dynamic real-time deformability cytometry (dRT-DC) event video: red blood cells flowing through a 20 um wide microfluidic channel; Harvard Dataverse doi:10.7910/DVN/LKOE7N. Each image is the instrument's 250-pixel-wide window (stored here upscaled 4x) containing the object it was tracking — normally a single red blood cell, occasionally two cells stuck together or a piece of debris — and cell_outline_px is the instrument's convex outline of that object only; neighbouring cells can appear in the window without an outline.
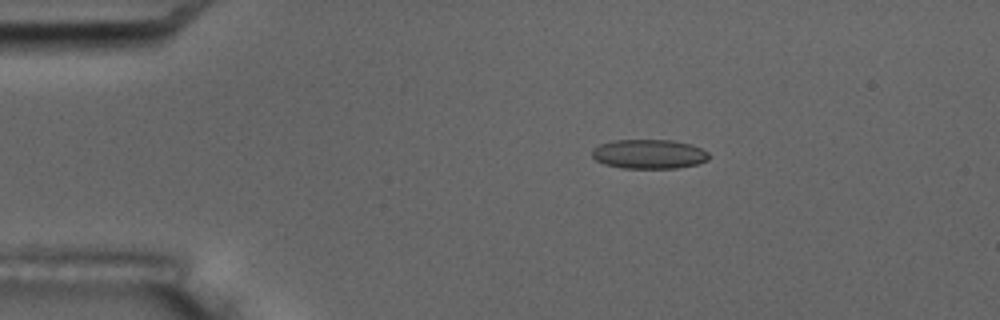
{"species": "common noctule bat (a hibernating species)", "species_latin": "Nyctalus noctula", "temperature_condition": "room temperature", "stored_images_in_passage": 4, "camera_frame_rate_fps": 3000, "um_per_image_px": 0.085, "animal": {"sex": "male", "body_mass_g": 17.5, "forearm_length_mm": 52.3}, "frame": {"image": 1, "passage_image": 3, "time_ms": 2.333, "image_size_px": [1000, 320], "cell_outline_px": [[712, 156], [708, 160], [696, 164], [676, 168], [624, 168], [604, 164], [596, 160], [592, 156], [592, 148], [600, 144], [612, 140], [672, 140], [692, 144], [708, 152]], "centroid_in_image_um": [55.18, 13.09], "position_along_channel_um": 29.8, "area_um2": 20.11}}